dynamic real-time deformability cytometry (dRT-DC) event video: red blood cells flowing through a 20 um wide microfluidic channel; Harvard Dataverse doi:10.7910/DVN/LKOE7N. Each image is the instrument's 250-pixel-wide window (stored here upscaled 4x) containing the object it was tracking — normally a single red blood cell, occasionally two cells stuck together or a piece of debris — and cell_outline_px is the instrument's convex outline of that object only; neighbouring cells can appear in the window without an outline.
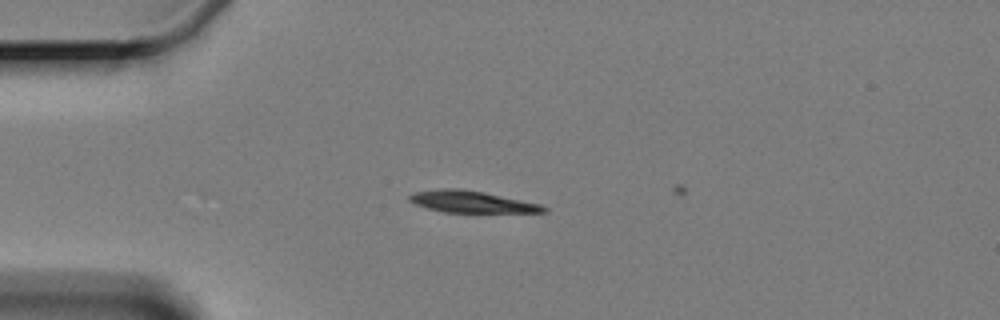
{"species": "Egyptian fruit bat (a non-hibernating species)", "species_latin": "Rousettus aegyptiacus", "temperature_condition": "cold", "stored_images_in_passage": 2, "camera_frame_rate_fps": 3000, "um_per_image_px": 0.085, "animal": {"sex": "female"}, "frame": {"image": 1, "passage_image": 1, "time_ms": 0.0, "image_size_px": [1000, 320], "cell_outline_px": [[548, 212], [444, 212], [428, 208], [416, 204], [408, 200], [408, 196], [412, 192], [444, 188], [460, 188], [484, 192], [540, 204], [548, 208]], "centroid_in_image_um": [40.06, 17.14], "position_along_channel_um": 44.9, "area_um2": 16.88}}